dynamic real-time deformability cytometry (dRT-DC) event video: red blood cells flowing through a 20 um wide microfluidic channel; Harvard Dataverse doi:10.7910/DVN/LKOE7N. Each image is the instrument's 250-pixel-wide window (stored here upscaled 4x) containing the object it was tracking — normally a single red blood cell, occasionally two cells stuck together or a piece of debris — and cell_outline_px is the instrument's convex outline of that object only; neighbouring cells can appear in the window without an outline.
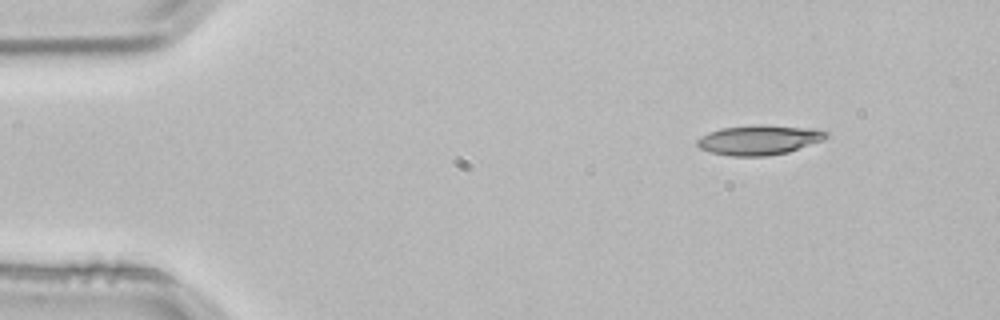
{"species": "common noctule bat (a hibernating species)", "species_latin": "Nyctalus noctula", "temperature_condition": "room temperature", "stored_images_in_passage": 3, "camera_frame_rate_fps": 3000, "um_per_image_px": 0.085, "animal": {"sex": "male", "body_mass_g": 21.5, "forearm_length_mm": 52.0}, "frame": {"image": 1, "passage_image": 1, "time_ms": 0.0, "image_size_px": [1000, 320], "cell_outline_px": [[828, 136], [824, 140], [788, 152], [768, 156], [732, 156], [712, 152], [700, 148], [696, 144], [696, 140], [708, 132], [720, 128], [816, 128], [828, 132]], "centroid_in_image_um": [64.52, 11.95], "position_along_channel_um": 20.5, "area_um2": 21.15}}
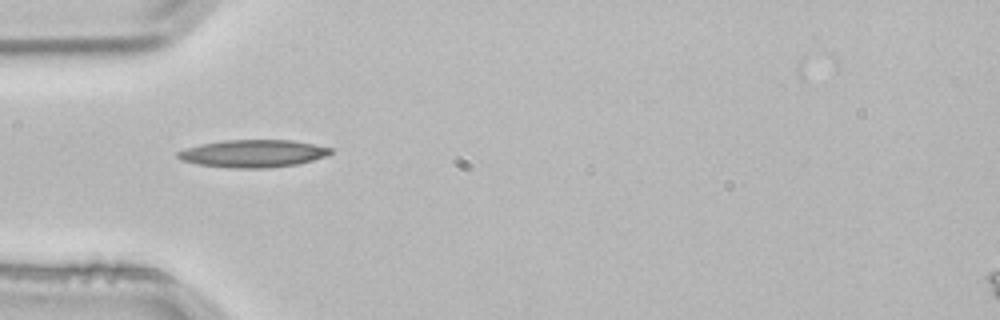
{"frame": {"image": 2, "passage_image": 3, "time_ms": 0.667, "image_size_px": [1000, 320], "cell_outline_px": [[332, 152], [328, 156], [296, 164], [268, 168], [232, 168], [200, 164], [180, 160], [176, 156], [176, 152], [184, 148], [200, 144], [224, 140], [292, 140], [332, 148]], "centroid_in_image_um": [21.49, 13.04], "position_along_channel_um": 63.5, "area_um2": 24.51}}